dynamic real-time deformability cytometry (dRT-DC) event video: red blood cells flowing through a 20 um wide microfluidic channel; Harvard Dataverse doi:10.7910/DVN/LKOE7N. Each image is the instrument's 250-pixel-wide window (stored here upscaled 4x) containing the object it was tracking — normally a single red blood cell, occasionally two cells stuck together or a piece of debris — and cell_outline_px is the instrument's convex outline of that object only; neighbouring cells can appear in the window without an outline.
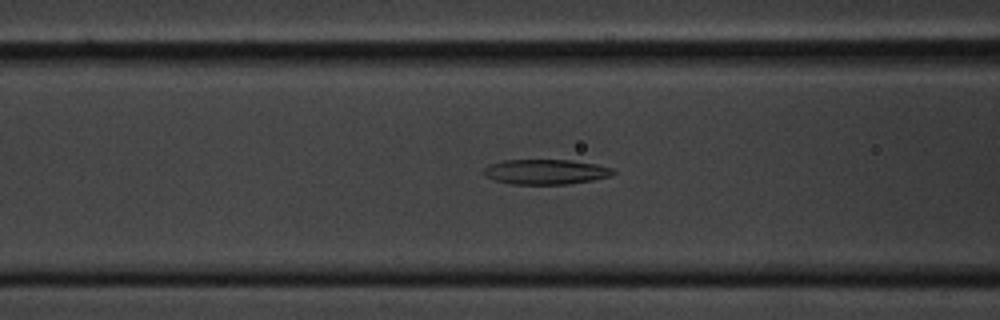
{"species": "common noctule bat (a hibernating species)", "species_latin": "Nyctalus noctula", "temperature_condition": "cold", "stored_images_in_passage": 48, "camera_frame_rate_fps": 3000, "um_per_image_px": 0.085, "animal": {"sex": "male", "body_mass_g": 20.1, "forearm_length_mm": 53.5}, "frame": {"image": 1, "passage_image": 14, "time_ms": 4.333, "image_size_px": [1000, 320], "cell_outline_px": [[616, 172], [608, 176], [592, 180], [568, 184], [512, 184], [496, 180], [484, 176], [484, 168], [492, 164], [504, 160], [572, 160], [596, 164], [612, 168]], "centroid_in_image_um": [46.39, 14.6], "position_along_channel_um": 120.2, "area_um2": 18.67}}
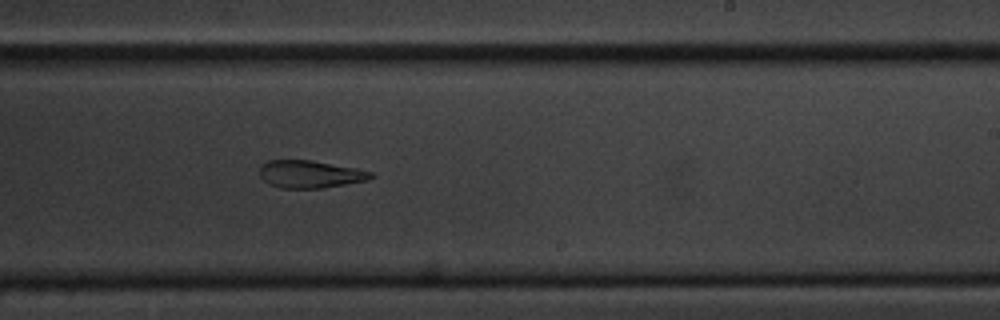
{"frame": {"image": 2, "passage_image": 26, "time_ms": 8.333, "image_size_px": [1000, 320], "cell_outline_px": [[376, 176], [368, 180], [324, 188], [280, 188], [268, 184], [260, 176], [260, 168], [268, 160], [312, 160], [356, 168], [372, 172]], "centroid_in_image_um": [26.38, 14.81], "position_along_channel_um": 262.6, "area_um2": 17.92}}
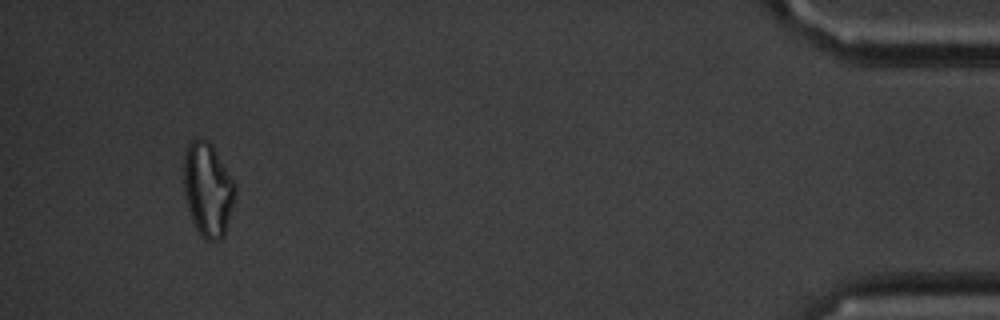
{"frame": {"image": 3, "passage_image": 45, "time_ms": 14.667, "image_size_px": [1000, 320], "cell_outline_px": [[236, 192], [224, 236], [220, 240], [204, 240], [200, 236], [192, 220], [188, 208], [184, 192], [184, 152], [188, 144], [192, 140], [208, 140], [212, 144], [236, 184]], "centroid_in_image_um": [17.67, 16.12], "position_along_channel_um": 417.5, "area_um2": 28.09}}